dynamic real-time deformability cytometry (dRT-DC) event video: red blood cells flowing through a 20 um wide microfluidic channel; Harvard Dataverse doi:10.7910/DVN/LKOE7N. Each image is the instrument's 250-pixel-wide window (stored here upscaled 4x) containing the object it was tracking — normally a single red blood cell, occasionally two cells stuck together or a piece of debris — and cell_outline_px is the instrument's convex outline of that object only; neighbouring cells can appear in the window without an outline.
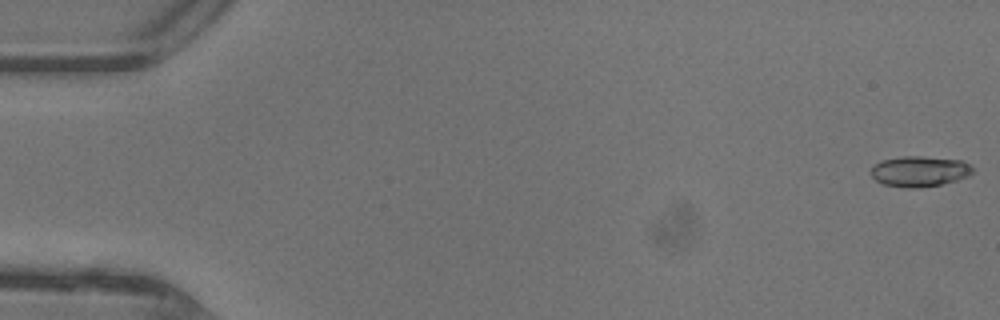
{"species": "common noctule bat (a hibernating species)", "species_latin": "Nyctalus noctula", "temperature_condition": "warm", "stored_images_in_passage": 47, "camera_frame_rate_fps": 3000, "um_per_image_px": 0.085, "animal": {"sex": "female"}, "frame": {"image": 1, "passage_image": 1, "time_ms": 0.0, "image_size_px": [1000, 320], "cell_outline_px": [[972, 172], [968, 176], [956, 180], [940, 184], [916, 188], [912, 188], [884, 184], [876, 180], [872, 176], [872, 168], [880, 160], [900, 156], [920, 156], [960, 160], [968, 164], [972, 168]], "centroid_in_image_um": [78.14, 14.55], "position_along_channel_um": 6.9, "area_um2": 17.8}}
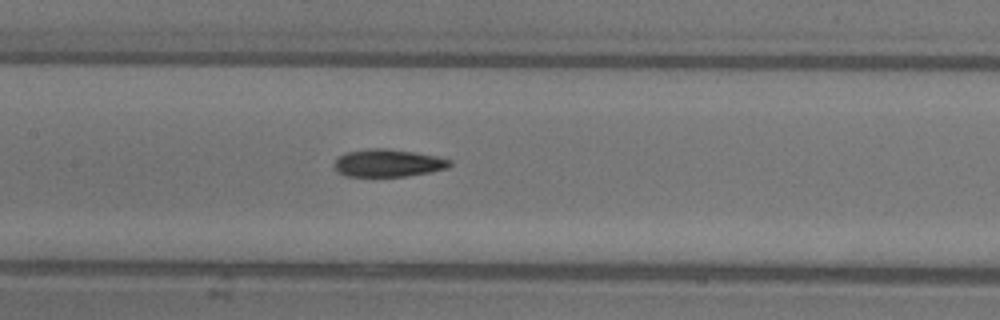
{"frame": {"image": 2, "passage_image": 23, "time_ms": 7.333, "image_size_px": [1000, 320], "cell_outline_px": [[452, 164], [448, 168], [428, 172], [404, 176], [348, 176], [340, 172], [332, 164], [344, 152], [368, 148], [388, 148], [416, 152], [436, 156], [452, 160]], "centroid_in_image_um": [33.0, 13.84], "position_along_channel_um": 174.4, "area_um2": 18.55}}
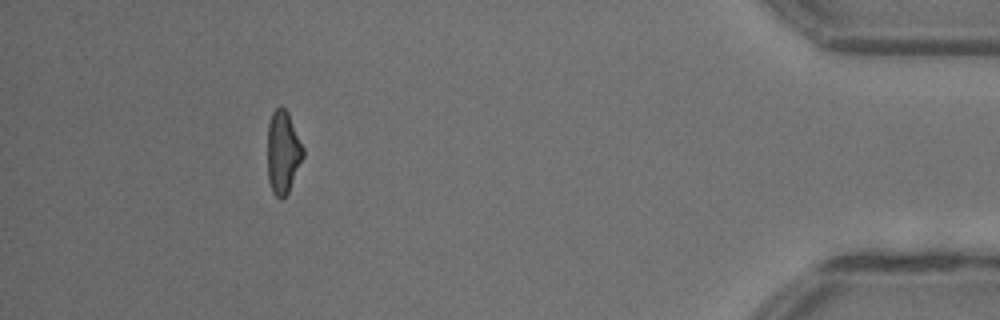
{"frame": {"image": 3, "passage_image": 43, "time_ms": 14.0, "image_size_px": [1000, 320], "cell_outline_px": [[304, 156], [288, 192], [280, 200], [272, 192], [268, 180], [268, 124], [272, 112], [280, 104], [288, 112], [304, 148]], "centroid_in_image_um": [24.05, 12.92], "position_along_channel_um": 411.1, "area_um2": 17.22}, "authors_computed_cell_mechanics": {"area_um2": 18.2648, "velocity_mm_per_s": 4.4555, "shape_relaxation_time_tau1_ms": 7.338, "shape_relaxation_time_tau2_ms": 2.2245, "deformation_change_tau1": 0.2312, "deformation_change_tau2": 0.0981}}